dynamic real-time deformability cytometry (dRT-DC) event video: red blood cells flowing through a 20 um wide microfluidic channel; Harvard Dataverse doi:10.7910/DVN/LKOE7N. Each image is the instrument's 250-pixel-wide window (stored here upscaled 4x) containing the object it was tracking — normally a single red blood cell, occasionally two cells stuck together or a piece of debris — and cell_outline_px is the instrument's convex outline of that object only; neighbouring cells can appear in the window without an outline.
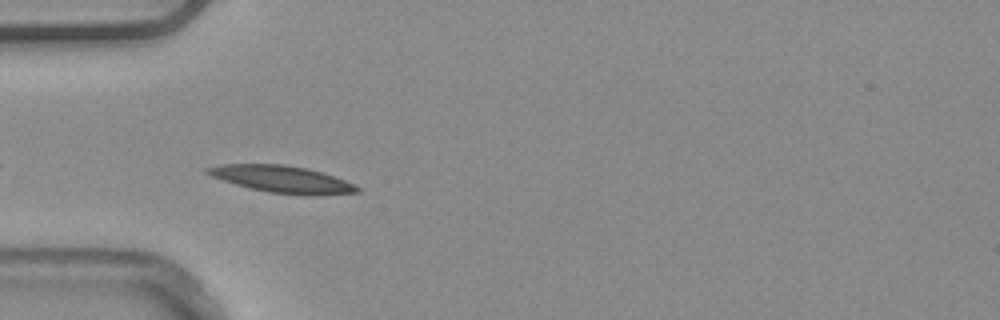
{"species": "common noctule bat (a hibernating species)", "species_latin": "Nyctalus noctula", "temperature_condition": "warm", "stored_images_in_passage": 8, "camera_frame_rate_fps": 3000, "um_per_image_px": 0.085, "animal": {"sex": "male", "body_mass_g": 20.4}, "frame": {"image": 1, "passage_image": 3, "time_ms": 0.667, "image_size_px": [1000, 320], "cell_outline_px": [[360, 192], [324, 196], [308, 196], [268, 192], [236, 184], [212, 176], [204, 172], [204, 168], [220, 164], [284, 164], [304, 168], [320, 172], [344, 180], [360, 188]], "centroid_in_image_um": [23.99, 15.24], "position_along_channel_um": 61.0, "area_um2": 23.47}}